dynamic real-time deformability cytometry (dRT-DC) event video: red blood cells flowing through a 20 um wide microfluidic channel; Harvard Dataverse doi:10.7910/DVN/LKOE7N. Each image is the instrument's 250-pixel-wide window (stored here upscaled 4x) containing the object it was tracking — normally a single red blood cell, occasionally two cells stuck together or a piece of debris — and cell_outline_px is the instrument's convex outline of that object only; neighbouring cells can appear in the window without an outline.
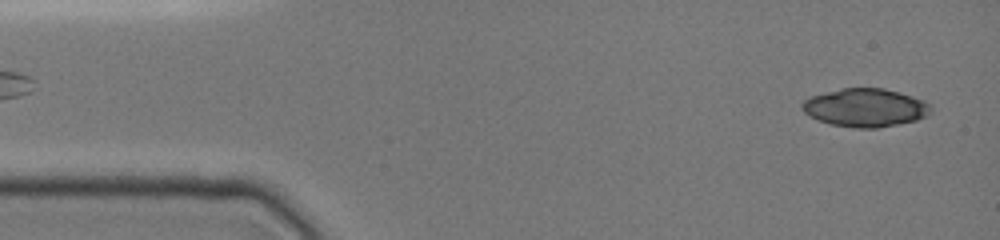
{"species": "common noctule bat (a hibernating species)", "species_latin": "Nyctalus noctula", "temperature_condition": "cold", "stored_images_in_passage": 6, "camera_frame_rate_fps": 3000, "um_per_image_px": 0.085, "animal": {"sex": "female", "body_mass_g": 19.0, "forearm_length_mm": 51.5}, "frame": {"image": 1, "passage_image": 1, "time_ms": 0.0, "image_size_px": [1000, 240], "cell_outline_px": [[932, 112], [928, 116], [916, 120], [876, 128], [856, 128], [832, 124], [808, 116], [800, 108], [800, 104], [808, 96], [844, 88], [884, 88], [900, 92], [924, 100], [932, 108]], "centroid_in_image_um": [73.54, 9.14], "position_along_channel_um": 11.5, "area_um2": 28.78}}